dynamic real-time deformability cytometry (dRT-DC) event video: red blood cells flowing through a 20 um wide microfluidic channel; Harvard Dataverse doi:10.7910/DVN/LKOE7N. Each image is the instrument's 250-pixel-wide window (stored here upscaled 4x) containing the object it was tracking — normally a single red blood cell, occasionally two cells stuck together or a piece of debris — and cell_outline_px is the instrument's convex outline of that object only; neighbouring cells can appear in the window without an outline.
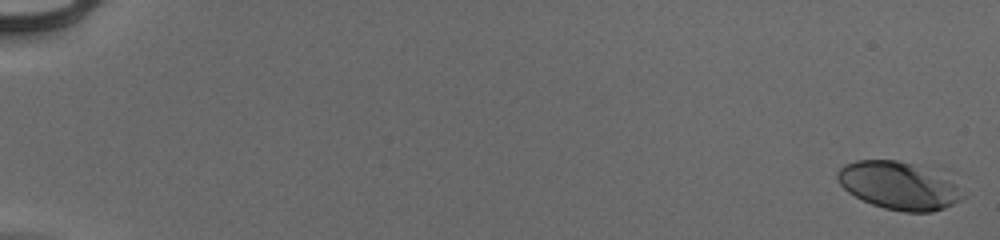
{"species": "human", "species_latin": "Homo sapiens", "temperature_condition": "cold", "stored_images_in_passage": 55, "camera_frame_rate_fps": 3000, "um_per_image_px": 0.085, "donor": {"sex": "male"}, "frame": {"image": 1, "passage_image": 1, "time_ms": 0.0, "image_size_px": [1000, 240], "cell_outline_px": [[964, 196], [960, 200], [944, 208], [932, 212], [904, 212], [884, 208], [872, 204], [848, 192], [836, 180], [836, 172], [844, 164], [856, 160], [896, 160], [912, 164], [952, 184]], "centroid_in_image_um": [76.25, 15.8], "position_along_channel_um": 8.8, "area_um2": 33.58}}
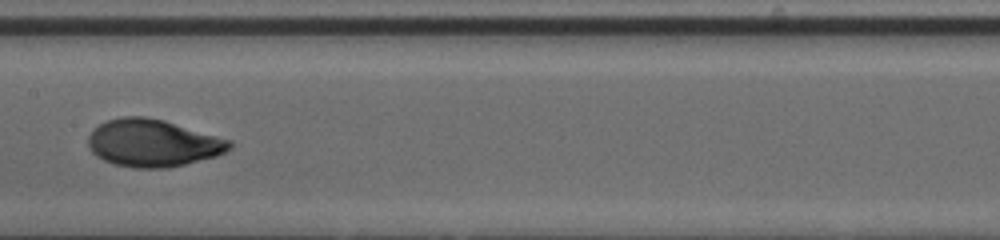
{"frame": {"image": 2, "passage_image": 31, "time_ms": 10.0, "image_size_px": [1000, 240], "cell_outline_px": [[232, 148], [216, 156], [168, 168], [136, 168], [116, 164], [104, 160], [96, 156], [92, 152], [88, 144], [88, 136], [92, 128], [108, 120], [120, 116], [144, 116], [164, 120], [232, 140]], "centroid_in_image_um": [12.99, 12.15], "position_along_channel_um": 194.4, "area_um2": 39.07}}
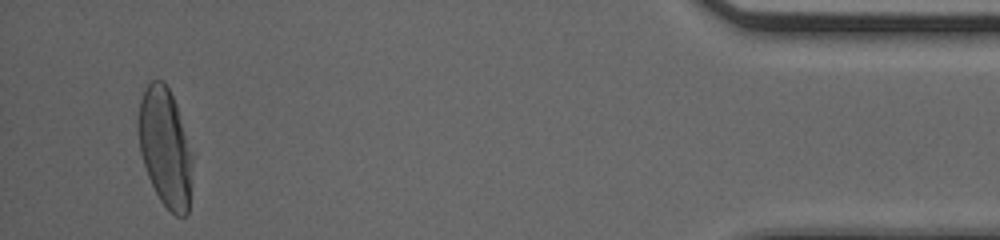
{"frame": {"image": 3, "passage_image": 53, "time_ms": 17.333, "image_size_px": [1000, 240], "cell_outline_px": [[192, 160], [188, 212], [184, 216], [176, 216], [160, 200], [148, 176], [140, 152], [140, 100], [144, 88], [152, 80], [164, 80], [176, 104], [192, 152]], "centroid_in_image_um": [14.06, 12.53], "position_along_channel_um": 421.1, "area_um2": 36.59}, "authors_computed_cell_mechanics": {"area_um2": 37.1654, "velocity_mm_per_s": 3.9481, "shape_relaxation_time_tau1_ms": 3.4723, "shape_relaxation_time_tau2_ms": null, "deformation_change_tau1": 0.1819, "deformation_change_tau2": null}}